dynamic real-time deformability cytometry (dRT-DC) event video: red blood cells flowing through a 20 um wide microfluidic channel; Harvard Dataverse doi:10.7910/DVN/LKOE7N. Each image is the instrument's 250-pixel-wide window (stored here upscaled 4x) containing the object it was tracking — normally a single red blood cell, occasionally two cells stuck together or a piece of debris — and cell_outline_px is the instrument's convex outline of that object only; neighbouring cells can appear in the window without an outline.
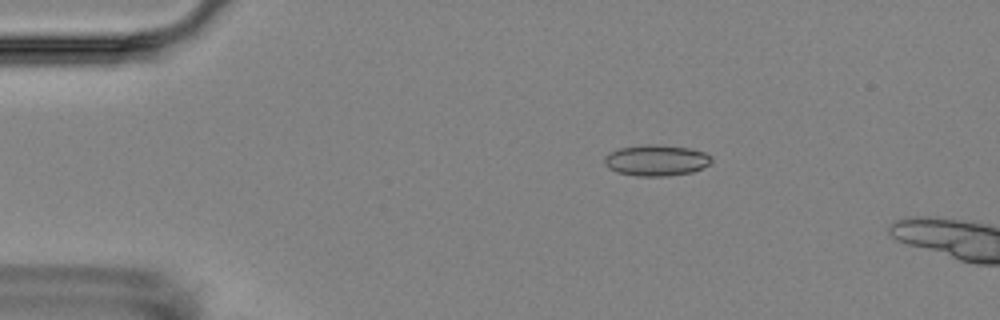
{"species": "Egyptian fruit bat (a non-hibernating species)", "species_latin": "Rousettus aegyptiacus", "temperature_condition": "room temperature", "stored_images_in_passage": 6, "camera_frame_rate_fps": 3000, "um_per_image_px": 0.085, "animal": {"sex": "female"}, "frame": {"image": 1, "passage_image": 3, "time_ms": 2.333, "image_size_px": [1000, 320], "cell_outline_px": [[712, 160], [708, 164], [692, 172], [668, 176], [636, 176], [616, 172], [608, 168], [604, 164], [604, 156], [608, 152], [616, 148], [644, 144], [656, 144], [688, 148], [704, 152], [712, 156]], "centroid_in_image_um": [55.72, 13.62], "position_along_channel_um": 29.3, "area_um2": 19.59}}